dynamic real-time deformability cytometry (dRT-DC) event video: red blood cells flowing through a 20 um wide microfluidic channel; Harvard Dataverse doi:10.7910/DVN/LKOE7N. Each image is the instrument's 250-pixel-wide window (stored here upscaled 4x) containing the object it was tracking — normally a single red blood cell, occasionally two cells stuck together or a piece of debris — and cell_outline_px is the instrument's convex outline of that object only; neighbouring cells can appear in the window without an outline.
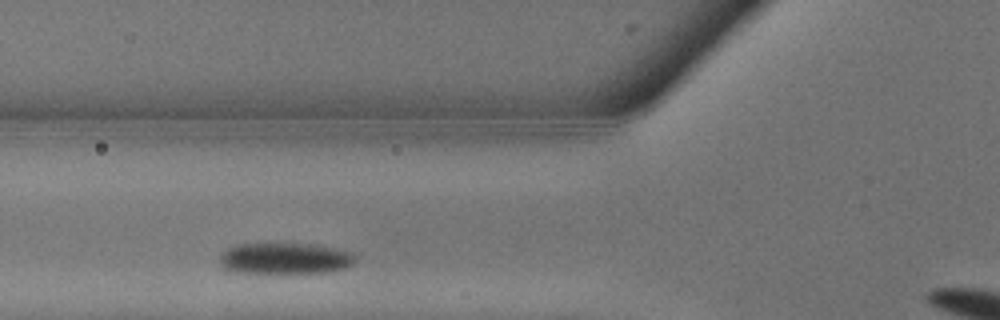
{"species": "common noctule bat (a hibernating species)", "species_latin": "Nyctalus noctula", "temperature_condition": "warm", "stored_images_in_passage": 5, "camera_frame_rate_fps": 3000, "um_per_image_px": 0.085, "animal": {"sex": "male", "body_mass_g": 13.3}, "frame": {"image": 1, "passage_image": 2, "time_ms": 0.333, "image_size_px": [1000, 320], "cell_outline_px": [[356, 260], [352, 264], [344, 268], [328, 272], [236, 272], [224, 268], [220, 264], [220, 256], [228, 248], [236, 244], [312, 244], [352, 252], [356, 256]], "centroid_in_image_um": [24.23, 21.96], "position_along_channel_um": 101.6, "area_um2": 24.28}}
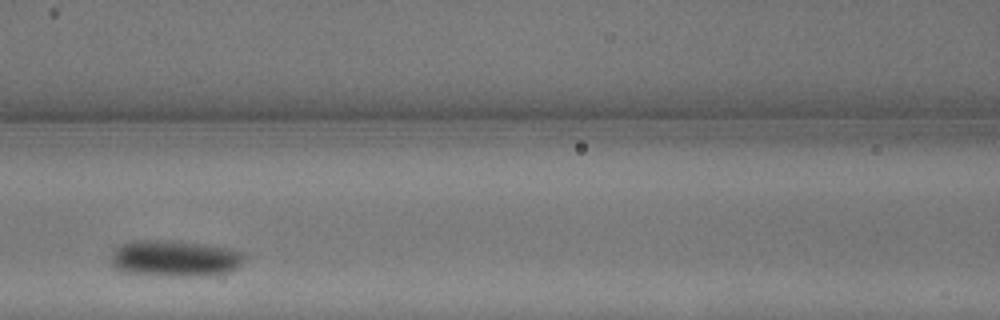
{"frame": {"image": 2, "passage_image": 4, "time_ms": 1.0, "image_size_px": [1000, 320], "cell_outline_px": [[244, 260], [232, 272], [208, 276], [148, 276], [124, 272], [116, 268], [112, 264], [112, 252], [120, 244], [136, 240], [172, 240], [204, 244], [228, 248], [244, 252]], "centroid_in_image_um": [14.87, 21.98], "position_along_channel_um": 151.7, "area_um2": 28.78}}